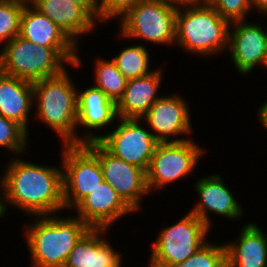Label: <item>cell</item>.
Returning <instances> with one entry per match:
<instances>
[{
	"label": "cell",
	"instance_id": "cell-26",
	"mask_svg": "<svg viewBox=\"0 0 267 267\" xmlns=\"http://www.w3.org/2000/svg\"><path fill=\"white\" fill-rule=\"evenodd\" d=\"M208 241L191 257L171 267H226L225 245ZM219 244V245H218Z\"/></svg>",
	"mask_w": 267,
	"mask_h": 267
},
{
	"label": "cell",
	"instance_id": "cell-15",
	"mask_svg": "<svg viewBox=\"0 0 267 267\" xmlns=\"http://www.w3.org/2000/svg\"><path fill=\"white\" fill-rule=\"evenodd\" d=\"M74 210L90 228H103L108 231L117 220L135 213L105 181L90 192Z\"/></svg>",
	"mask_w": 267,
	"mask_h": 267
},
{
	"label": "cell",
	"instance_id": "cell-30",
	"mask_svg": "<svg viewBox=\"0 0 267 267\" xmlns=\"http://www.w3.org/2000/svg\"><path fill=\"white\" fill-rule=\"evenodd\" d=\"M73 3L83 7L99 24L100 13H99V0H70Z\"/></svg>",
	"mask_w": 267,
	"mask_h": 267
},
{
	"label": "cell",
	"instance_id": "cell-22",
	"mask_svg": "<svg viewBox=\"0 0 267 267\" xmlns=\"http://www.w3.org/2000/svg\"><path fill=\"white\" fill-rule=\"evenodd\" d=\"M19 36L37 46L80 48L50 18L32 5H25L23 8Z\"/></svg>",
	"mask_w": 267,
	"mask_h": 267
},
{
	"label": "cell",
	"instance_id": "cell-8",
	"mask_svg": "<svg viewBox=\"0 0 267 267\" xmlns=\"http://www.w3.org/2000/svg\"><path fill=\"white\" fill-rule=\"evenodd\" d=\"M192 139L182 142H158L146 171L150 194L194 173L199 160L204 158L203 155L208 150L197 145Z\"/></svg>",
	"mask_w": 267,
	"mask_h": 267
},
{
	"label": "cell",
	"instance_id": "cell-9",
	"mask_svg": "<svg viewBox=\"0 0 267 267\" xmlns=\"http://www.w3.org/2000/svg\"><path fill=\"white\" fill-rule=\"evenodd\" d=\"M61 165L65 211L73 210L104 181L98 157L85 144H62Z\"/></svg>",
	"mask_w": 267,
	"mask_h": 267
},
{
	"label": "cell",
	"instance_id": "cell-3",
	"mask_svg": "<svg viewBox=\"0 0 267 267\" xmlns=\"http://www.w3.org/2000/svg\"><path fill=\"white\" fill-rule=\"evenodd\" d=\"M82 60L79 48L37 46L18 35L0 50V72L35 82L63 73L65 64L81 68Z\"/></svg>",
	"mask_w": 267,
	"mask_h": 267
},
{
	"label": "cell",
	"instance_id": "cell-33",
	"mask_svg": "<svg viewBox=\"0 0 267 267\" xmlns=\"http://www.w3.org/2000/svg\"><path fill=\"white\" fill-rule=\"evenodd\" d=\"M160 1L164 4L173 6L177 9L196 4L194 0H160Z\"/></svg>",
	"mask_w": 267,
	"mask_h": 267
},
{
	"label": "cell",
	"instance_id": "cell-11",
	"mask_svg": "<svg viewBox=\"0 0 267 267\" xmlns=\"http://www.w3.org/2000/svg\"><path fill=\"white\" fill-rule=\"evenodd\" d=\"M99 159L104 181L136 213L141 211L144 197L150 196L146 171L109 153L98 141L85 144Z\"/></svg>",
	"mask_w": 267,
	"mask_h": 267
},
{
	"label": "cell",
	"instance_id": "cell-36",
	"mask_svg": "<svg viewBox=\"0 0 267 267\" xmlns=\"http://www.w3.org/2000/svg\"><path fill=\"white\" fill-rule=\"evenodd\" d=\"M212 0H194L195 3L210 4Z\"/></svg>",
	"mask_w": 267,
	"mask_h": 267
},
{
	"label": "cell",
	"instance_id": "cell-24",
	"mask_svg": "<svg viewBox=\"0 0 267 267\" xmlns=\"http://www.w3.org/2000/svg\"><path fill=\"white\" fill-rule=\"evenodd\" d=\"M94 68V87L100 89L115 104L122 98L127 80L110 59L99 58Z\"/></svg>",
	"mask_w": 267,
	"mask_h": 267
},
{
	"label": "cell",
	"instance_id": "cell-13",
	"mask_svg": "<svg viewBox=\"0 0 267 267\" xmlns=\"http://www.w3.org/2000/svg\"><path fill=\"white\" fill-rule=\"evenodd\" d=\"M248 20L230 23L228 47L230 60L241 76H248L267 60V29Z\"/></svg>",
	"mask_w": 267,
	"mask_h": 267
},
{
	"label": "cell",
	"instance_id": "cell-32",
	"mask_svg": "<svg viewBox=\"0 0 267 267\" xmlns=\"http://www.w3.org/2000/svg\"><path fill=\"white\" fill-rule=\"evenodd\" d=\"M252 11L257 12L259 15L267 13V0H250ZM261 13V14H260Z\"/></svg>",
	"mask_w": 267,
	"mask_h": 267
},
{
	"label": "cell",
	"instance_id": "cell-16",
	"mask_svg": "<svg viewBox=\"0 0 267 267\" xmlns=\"http://www.w3.org/2000/svg\"><path fill=\"white\" fill-rule=\"evenodd\" d=\"M77 101L76 128L77 131L80 127L83 128V132L86 130L83 136H81V144L98 141L100 135L95 134L94 131L105 130L107 132L109 130L107 126H109L110 129L114 127L115 124L113 123H115L118 118L116 114V104L100 89L93 85L88 86L83 91L77 89Z\"/></svg>",
	"mask_w": 267,
	"mask_h": 267
},
{
	"label": "cell",
	"instance_id": "cell-38",
	"mask_svg": "<svg viewBox=\"0 0 267 267\" xmlns=\"http://www.w3.org/2000/svg\"><path fill=\"white\" fill-rule=\"evenodd\" d=\"M264 68L267 69V60H266V64H265Z\"/></svg>",
	"mask_w": 267,
	"mask_h": 267
},
{
	"label": "cell",
	"instance_id": "cell-27",
	"mask_svg": "<svg viewBox=\"0 0 267 267\" xmlns=\"http://www.w3.org/2000/svg\"><path fill=\"white\" fill-rule=\"evenodd\" d=\"M24 6L19 2L0 0V45L3 46L19 35Z\"/></svg>",
	"mask_w": 267,
	"mask_h": 267
},
{
	"label": "cell",
	"instance_id": "cell-5",
	"mask_svg": "<svg viewBox=\"0 0 267 267\" xmlns=\"http://www.w3.org/2000/svg\"><path fill=\"white\" fill-rule=\"evenodd\" d=\"M229 26L210 4L178 8L174 44L189 54L218 56L228 51Z\"/></svg>",
	"mask_w": 267,
	"mask_h": 267
},
{
	"label": "cell",
	"instance_id": "cell-37",
	"mask_svg": "<svg viewBox=\"0 0 267 267\" xmlns=\"http://www.w3.org/2000/svg\"><path fill=\"white\" fill-rule=\"evenodd\" d=\"M264 15L266 16V18H267V13H264ZM266 24H267V21H266ZM266 29H267V25H266Z\"/></svg>",
	"mask_w": 267,
	"mask_h": 267
},
{
	"label": "cell",
	"instance_id": "cell-29",
	"mask_svg": "<svg viewBox=\"0 0 267 267\" xmlns=\"http://www.w3.org/2000/svg\"><path fill=\"white\" fill-rule=\"evenodd\" d=\"M145 0H99L100 22L121 18L129 9Z\"/></svg>",
	"mask_w": 267,
	"mask_h": 267
},
{
	"label": "cell",
	"instance_id": "cell-19",
	"mask_svg": "<svg viewBox=\"0 0 267 267\" xmlns=\"http://www.w3.org/2000/svg\"><path fill=\"white\" fill-rule=\"evenodd\" d=\"M240 232L236 241L224 243L226 267H267V234L264 229L251 221L245 223Z\"/></svg>",
	"mask_w": 267,
	"mask_h": 267
},
{
	"label": "cell",
	"instance_id": "cell-35",
	"mask_svg": "<svg viewBox=\"0 0 267 267\" xmlns=\"http://www.w3.org/2000/svg\"><path fill=\"white\" fill-rule=\"evenodd\" d=\"M5 217V213H4V210H3V205H2V197H1V194H0V220L2 218Z\"/></svg>",
	"mask_w": 267,
	"mask_h": 267
},
{
	"label": "cell",
	"instance_id": "cell-10",
	"mask_svg": "<svg viewBox=\"0 0 267 267\" xmlns=\"http://www.w3.org/2000/svg\"><path fill=\"white\" fill-rule=\"evenodd\" d=\"M117 126L98 142L112 155L147 171L158 141L142 119L117 118Z\"/></svg>",
	"mask_w": 267,
	"mask_h": 267
},
{
	"label": "cell",
	"instance_id": "cell-21",
	"mask_svg": "<svg viewBox=\"0 0 267 267\" xmlns=\"http://www.w3.org/2000/svg\"><path fill=\"white\" fill-rule=\"evenodd\" d=\"M33 104V82L0 72V114L17 122L28 134Z\"/></svg>",
	"mask_w": 267,
	"mask_h": 267
},
{
	"label": "cell",
	"instance_id": "cell-4",
	"mask_svg": "<svg viewBox=\"0 0 267 267\" xmlns=\"http://www.w3.org/2000/svg\"><path fill=\"white\" fill-rule=\"evenodd\" d=\"M67 70L33 82V113L35 120L47 125L63 144H81L82 133L76 131L78 87Z\"/></svg>",
	"mask_w": 267,
	"mask_h": 267
},
{
	"label": "cell",
	"instance_id": "cell-28",
	"mask_svg": "<svg viewBox=\"0 0 267 267\" xmlns=\"http://www.w3.org/2000/svg\"><path fill=\"white\" fill-rule=\"evenodd\" d=\"M210 5L229 23L247 20L252 14L250 0H212Z\"/></svg>",
	"mask_w": 267,
	"mask_h": 267
},
{
	"label": "cell",
	"instance_id": "cell-14",
	"mask_svg": "<svg viewBox=\"0 0 267 267\" xmlns=\"http://www.w3.org/2000/svg\"><path fill=\"white\" fill-rule=\"evenodd\" d=\"M227 185L221 175L214 173L209 176H202L194 184L199 200L189 211L209 228H212V218L209 213L215 216H223L231 221H237L242 218V215L244 216L242 203H239L240 201L236 199Z\"/></svg>",
	"mask_w": 267,
	"mask_h": 267
},
{
	"label": "cell",
	"instance_id": "cell-1",
	"mask_svg": "<svg viewBox=\"0 0 267 267\" xmlns=\"http://www.w3.org/2000/svg\"><path fill=\"white\" fill-rule=\"evenodd\" d=\"M13 157L6 163L4 172H0L5 215L10 206L30 217L65 211L62 165L48 166L24 160L21 156Z\"/></svg>",
	"mask_w": 267,
	"mask_h": 267
},
{
	"label": "cell",
	"instance_id": "cell-23",
	"mask_svg": "<svg viewBox=\"0 0 267 267\" xmlns=\"http://www.w3.org/2000/svg\"><path fill=\"white\" fill-rule=\"evenodd\" d=\"M148 50L145 44L134 43L122 48L111 60L126 80L135 79L154 71V68H150L151 57Z\"/></svg>",
	"mask_w": 267,
	"mask_h": 267
},
{
	"label": "cell",
	"instance_id": "cell-25",
	"mask_svg": "<svg viewBox=\"0 0 267 267\" xmlns=\"http://www.w3.org/2000/svg\"><path fill=\"white\" fill-rule=\"evenodd\" d=\"M28 132L17 122L0 114V148L7 149L14 156H21L29 151ZM27 149V150H26Z\"/></svg>",
	"mask_w": 267,
	"mask_h": 267
},
{
	"label": "cell",
	"instance_id": "cell-18",
	"mask_svg": "<svg viewBox=\"0 0 267 267\" xmlns=\"http://www.w3.org/2000/svg\"><path fill=\"white\" fill-rule=\"evenodd\" d=\"M32 6L50 18L77 46L83 42L80 37L88 36L99 25L83 7L70 0H35Z\"/></svg>",
	"mask_w": 267,
	"mask_h": 267
},
{
	"label": "cell",
	"instance_id": "cell-17",
	"mask_svg": "<svg viewBox=\"0 0 267 267\" xmlns=\"http://www.w3.org/2000/svg\"><path fill=\"white\" fill-rule=\"evenodd\" d=\"M108 231L90 228L68 255L64 267H123V257L111 245Z\"/></svg>",
	"mask_w": 267,
	"mask_h": 267
},
{
	"label": "cell",
	"instance_id": "cell-2",
	"mask_svg": "<svg viewBox=\"0 0 267 267\" xmlns=\"http://www.w3.org/2000/svg\"><path fill=\"white\" fill-rule=\"evenodd\" d=\"M60 213L33 216L34 221L23 225L31 258L29 267H64L71 250L90 229L78 215Z\"/></svg>",
	"mask_w": 267,
	"mask_h": 267
},
{
	"label": "cell",
	"instance_id": "cell-12",
	"mask_svg": "<svg viewBox=\"0 0 267 267\" xmlns=\"http://www.w3.org/2000/svg\"><path fill=\"white\" fill-rule=\"evenodd\" d=\"M189 109L182 95L170 93L161 96L141 119L158 142H182L194 133Z\"/></svg>",
	"mask_w": 267,
	"mask_h": 267
},
{
	"label": "cell",
	"instance_id": "cell-6",
	"mask_svg": "<svg viewBox=\"0 0 267 267\" xmlns=\"http://www.w3.org/2000/svg\"><path fill=\"white\" fill-rule=\"evenodd\" d=\"M210 231L211 228L188 211L176 223L157 233L148 257V267H171L182 263L209 241Z\"/></svg>",
	"mask_w": 267,
	"mask_h": 267
},
{
	"label": "cell",
	"instance_id": "cell-34",
	"mask_svg": "<svg viewBox=\"0 0 267 267\" xmlns=\"http://www.w3.org/2000/svg\"><path fill=\"white\" fill-rule=\"evenodd\" d=\"M10 1L19 2V3H22L24 5H32L35 0H10Z\"/></svg>",
	"mask_w": 267,
	"mask_h": 267
},
{
	"label": "cell",
	"instance_id": "cell-31",
	"mask_svg": "<svg viewBox=\"0 0 267 267\" xmlns=\"http://www.w3.org/2000/svg\"><path fill=\"white\" fill-rule=\"evenodd\" d=\"M257 118L258 122L265 128V131H267V101L263 102V104H260L259 110H257Z\"/></svg>",
	"mask_w": 267,
	"mask_h": 267
},
{
	"label": "cell",
	"instance_id": "cell-20",
	"mask_svg": "<svg viewBox=\"0 0 267 267\" xmlns=\"http://www.w3.org/2000/svg\"><path fill=\"white\" fill-rule=\"evenodd\" d=\"M164 74L161 68H155L148 75L127 80L124 94L116 104L117 117L141 119L162 96L158 90Z\"/></svg>",
	"mask_w": 267,
	"mask_h": 267
},
{
	"label": "cell",
	"instance_id": "cell-7",
	"mask_svg": "<svg viewBox=\"0 0 267 267\" xmlns=\"http://www.w3.org/2000/svg\"><path fill=\"white\" fill-rule=\"evenodd\" d=\"M177 10L160 0L142 1L119 18L118 37L174 46Z\"/></svg>",
	"mask_w": 267,
	"mask_h": 267
}]
</instances>
